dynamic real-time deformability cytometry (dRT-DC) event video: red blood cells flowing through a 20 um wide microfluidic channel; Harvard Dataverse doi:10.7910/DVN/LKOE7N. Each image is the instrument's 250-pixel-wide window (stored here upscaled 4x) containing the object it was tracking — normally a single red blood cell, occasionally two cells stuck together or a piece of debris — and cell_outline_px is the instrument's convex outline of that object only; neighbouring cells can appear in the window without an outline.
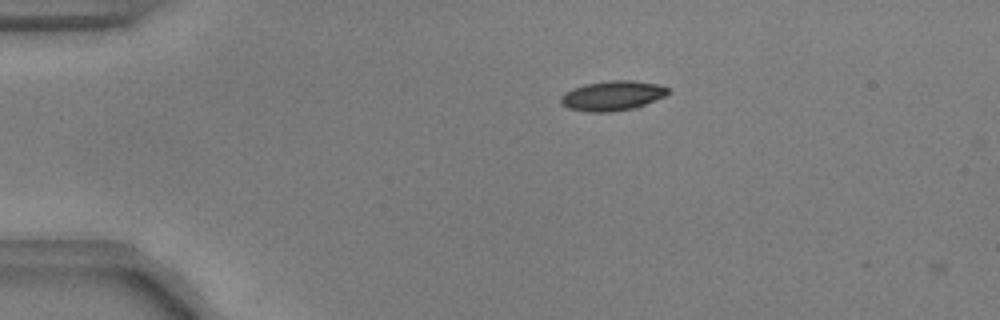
{"species": "common noctule bat (a hibernating species)", "species_latin": "Nyctalus noctula", "temperature_condition": "warm", "stored_images_in_passage": 3, "camera_frame_rate_fps": 3000, "um_per_image_px": 0.085, "animal": {"sex": "male", "body_mass_g": 17.9, "forearm_length_mm": 54.2}, "frame": {"image": 1, "passage_image": 2, "time_ms": 0.333, "image_size_px": [1000, 320], "cell_outline_px": [[668, 92], [664, 96], [636, 108], [612, 112], [588, 112], [568, 108], [560, 104], [560, 96], [564, 92], [584, 84], [612, 80], [628, 80], [660, 84], [668, 88]], "centroid_in_image_um": [52.02, 8.14], "position_along_channel_um": 33.0, "area_um2": 18.67}}